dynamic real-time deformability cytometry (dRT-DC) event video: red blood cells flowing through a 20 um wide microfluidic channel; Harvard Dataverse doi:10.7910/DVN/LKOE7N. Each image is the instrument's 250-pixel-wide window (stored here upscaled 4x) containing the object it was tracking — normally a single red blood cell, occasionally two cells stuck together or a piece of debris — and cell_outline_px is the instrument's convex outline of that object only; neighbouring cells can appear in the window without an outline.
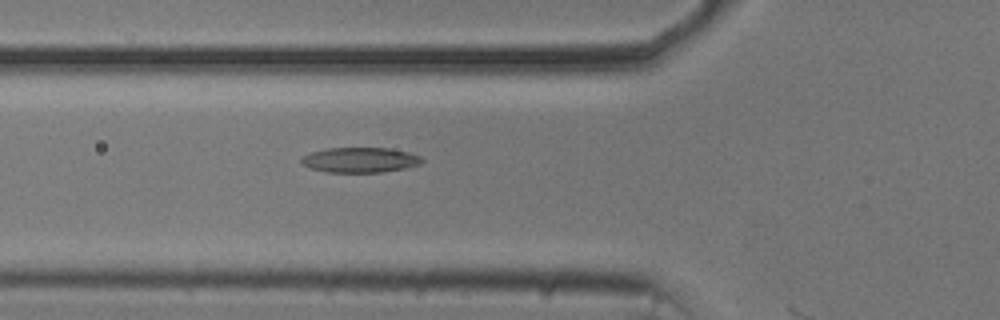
{"species": "common noctule bat (a hibernating species)", "species_latin": "Nyctalus noctula", "temperature_condition": "cold", "stored_images_in_passage": 20, "camera_frame_rate_fps": 3000, "um_per_image_px": 0.085, "animal": {"sex": "male", "body_mass_g": 20.5, "forearm_length_mm": 52.5}, "frame": {"image": 1, "passage_image": 19, "time_ms": 6.0, "image_size_px": [1000, 320], "cell_outline_px": [[424, 160], [420, 164], [404, 168], [380, 172], [328, 172], [308, 168], [300, 160], [304, 156], [312, 152], [328, 148], [388, 148], [408, 152], [420, 156]], "centroid_in_image_um": [30.61, 13.59], "position_along_channel_um": 95.2, "area_um2": 17.46}}